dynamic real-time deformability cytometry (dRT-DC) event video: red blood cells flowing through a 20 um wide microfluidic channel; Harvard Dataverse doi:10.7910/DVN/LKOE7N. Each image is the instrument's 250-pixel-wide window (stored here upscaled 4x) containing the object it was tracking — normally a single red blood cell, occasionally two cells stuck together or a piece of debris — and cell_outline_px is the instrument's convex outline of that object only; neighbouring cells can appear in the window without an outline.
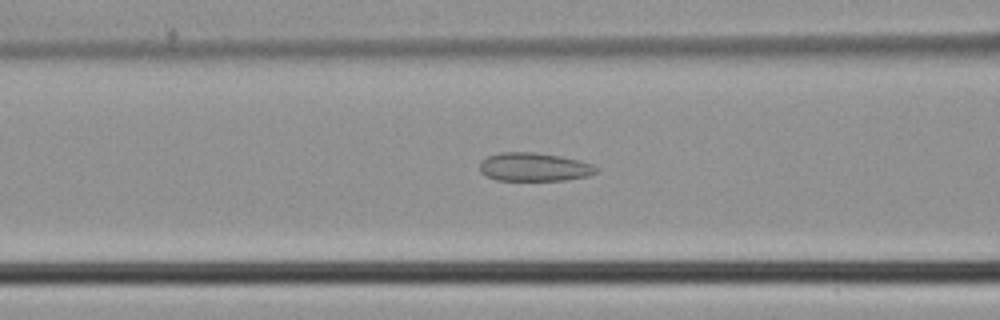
{"species": "common noctule bat (a hibernating species)", "species_latin": "Nyctalus noctula", "temperature_condition": "cold", "stored_images_in_passage": 40, "camera_frame_rate_fps": 3000, "um_per_image_px": 0.085, "animal": {"sex": "male", "body_mass_g": 21.5, "forearm_length_mm": 52.0}, "frame": {"image": 1, "passage_image": 16, "time_ms": 5.0, "image_size_px": [1000, 320], "cell_outline_px": [[600, 168], [596, 172], [588, 176], [564, 180], [496, 180], [480, 172], [480, 160], [488, 156], [500, 152], [536, 152], [560, 156], [580, 160], [592, 164]], "centroid_in_image_um": [45.41, 14.19], "position_along_channel_um": 121.2, "area_um2": 19.42}}
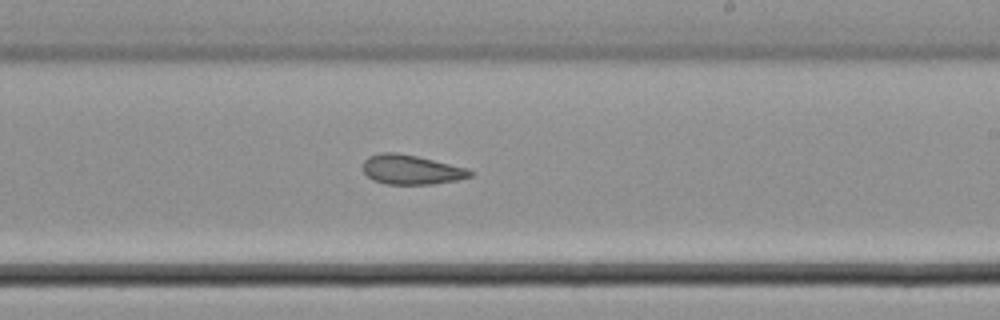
{"frame": {"image": 2, "passage_image": 25, "time_ms": 8.0, "image_size_px": [1000, 320], "cell_outline_px": [[472, 176], [456, 180], [432, 184], [384, 184], [372, 180], [364, 172], [364, 160], [368, 156], [380, 152], [396, 152], [416, 156], [468, 168], [472, 172]], "centroid_in_image_um": [34.93, 14.42], "position_along_channel_um": 254.1, "area_um2": 18.38}}
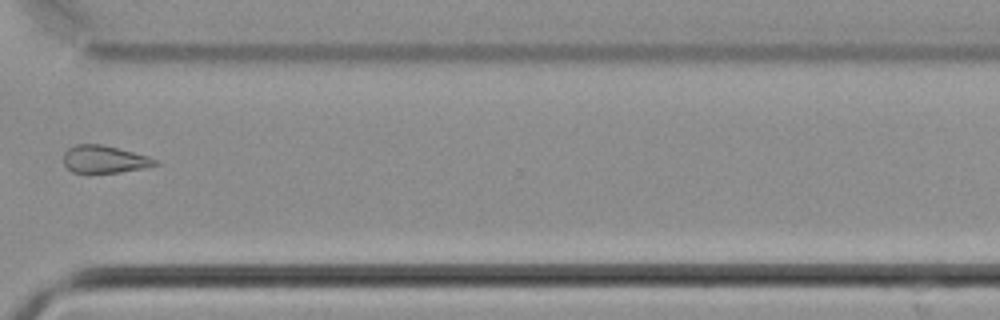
{"frame": {"image": 3, "passage_image": 32, "time_ms": 10.333, "image_size_px": [1000, 320], "cell_outline_px": [[160, 164], [144, 168], [120, 172], [72, 172], [64, 164], [64, 152], [68, 148], [76, 144], [104, 144], [148, 156], [160, 160]], "centroid_in_image_um": [8.91, 13.52], "position_along_channel_um": 361.7, "area_um2": 14.74}}